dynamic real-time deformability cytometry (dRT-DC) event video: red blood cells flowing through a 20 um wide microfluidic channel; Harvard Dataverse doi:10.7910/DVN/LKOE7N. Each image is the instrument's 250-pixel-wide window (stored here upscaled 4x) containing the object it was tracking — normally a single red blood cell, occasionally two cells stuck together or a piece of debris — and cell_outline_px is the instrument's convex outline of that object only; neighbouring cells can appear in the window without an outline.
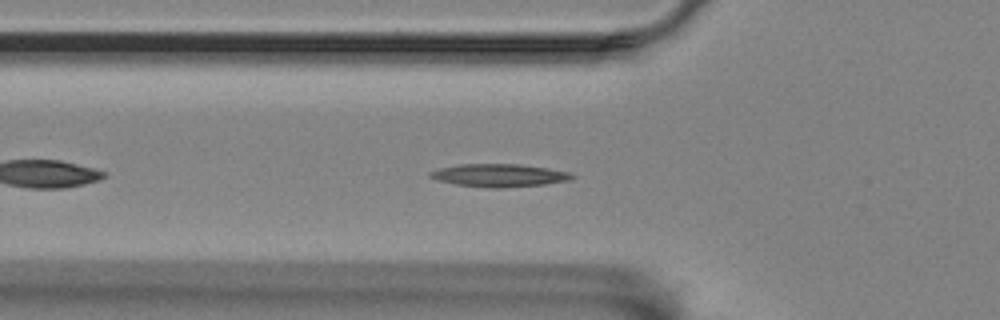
{"species": "Egyptian fruit bat (a non-hibernating species)", "species_latin": "Rousettus aegyptiacus", "temperature_condition": "room temperature", "stored_images_in_passage": 47, "camera_frame_rate_fps": 3000, "um_per_image_px": 0.085, "animal": {"sex": "female"}, "frame": {"image": 1, "passage_image": 8, "time_ms": 2.333, "image_size_px": [1000, 320], "cell_outline_px": [[576, 176], [572, 180], [544, 184], [504, 188], [488, 188], [456, 184], [436, 180], [428, 176], [428, 172], [440, 168], [460, 164], [520, 164], [548, 168], [568, 172]], "centroid_in_image_um": [42.43, 14.91], "position_along_channel_um": 83.4, "area_um2": 19.02}}
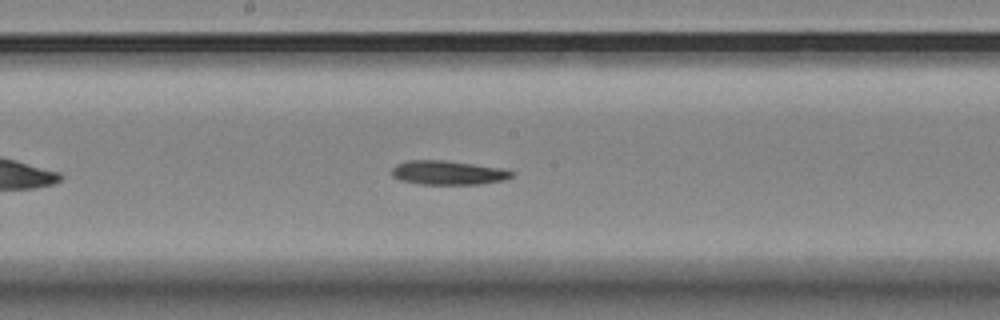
{"frame": {"image": 2, "passage_image": 19, "time_ms": 6.0, "image_size_px": [1000, 320], "cell_outline_px": [[516, 172], [512, 176], [504, 180], [480, 184], [420, 184], [400, 180], [392, 176], [392, 168], [396, 164], [408, 160], [444, 160], [500, 168]], "centroid_in_image_um": [38.06, 14.68], "position_along_channel_um": 210.1, "area_um2": 16.76}}
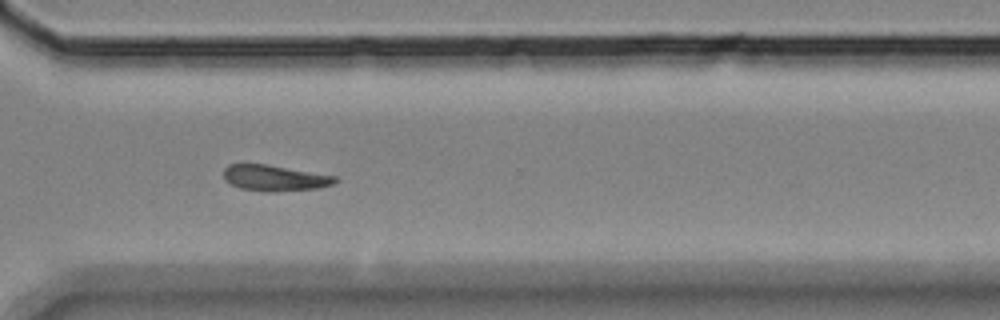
{"frame": {"image": 3, "passage_image": 31, "time_ms": 10.0, "image_size_px": [1000, 320], "cell_outline_px": [[340, 180], [332, 184], [320, 188], [272, 192], [264, 192], [240, 188], [224, 180], [224, 168], [228, 164], [268, 164], [336, 176]], "centroid_in_image_um": [23.36, 15.13], "position_along_channel_um": 347.2, "area_um2": 16.99}, "authors_computed_cell_mechanics": {"area_um2": 17.2822, "velocity_mm_per_s": 3.4318, "shape_relaxation_time_tau1_ms": 7.0429, "shape_relaxation_time_tau2_ms": 5.5649, "deformation_change_tau1": 0.1635, "deformation_change_tau2": 0.138}}